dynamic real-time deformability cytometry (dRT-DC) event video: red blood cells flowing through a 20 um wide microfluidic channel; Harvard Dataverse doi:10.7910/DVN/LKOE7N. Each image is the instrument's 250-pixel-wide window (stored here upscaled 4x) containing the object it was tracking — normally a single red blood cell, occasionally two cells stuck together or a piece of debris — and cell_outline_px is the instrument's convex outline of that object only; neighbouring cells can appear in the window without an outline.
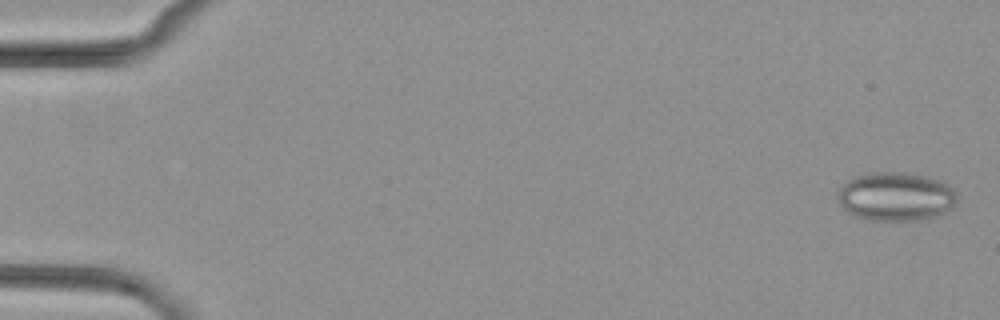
{"species": "common noctule bat (a hibernating species)", "species_latin": "Nyctalus noctula", "temperature_condition": "cold", "stored_images_in_passage": 5, "camera_frame_rate_fps": 3000, "um_per_image_px": 0.085, "animal": {"sex": "female", "body_mass_g": 29.2, "forearm_length_mm": 56.3}, "frame": {"image": 1, "passage_image": 5, "time_ms": 5.333, "image_size_px": [1000, 320], "cell_outline_px": [[956, 200], [952, 208], [936, 216], [924, 220], [872, 220], [856, 216], [848, 212], [840, 204], [840, 188], [844, 180], [852, 176], [868, 172], [904, 172], [928, 176], [944, 180], [952, 188], [956, 196]], "centroid_in_image_um": [76.16, 16.68], "position_along_channel_um": 8.8, "area_um2": 34.16}}